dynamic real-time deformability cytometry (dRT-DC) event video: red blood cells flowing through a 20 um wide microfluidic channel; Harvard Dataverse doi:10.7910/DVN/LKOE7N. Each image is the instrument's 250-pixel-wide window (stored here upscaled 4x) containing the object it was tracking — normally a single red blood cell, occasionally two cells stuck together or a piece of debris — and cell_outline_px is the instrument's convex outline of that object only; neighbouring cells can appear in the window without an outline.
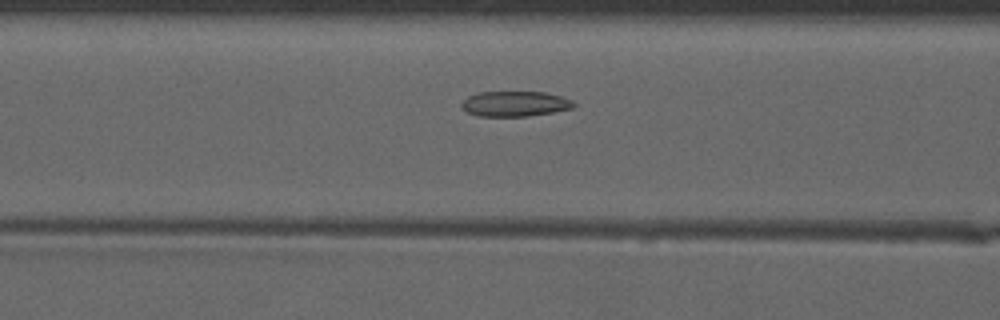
{"species": "common noctule bat (a hibernating species)", "species_latin": "Nyctalus noctula", "temperature_condition": "warm", "stored_images_in_passage": 48, "camera_frame_rate_fps": 3000, "um_per_image_px": 0.085, "animal": {"sex": "male", "forearm_length_mm": 52.5}, "frame": {"image": 1, "passage_image": 19, "time_ms": 6.0, "image_size_px": [1000, 320], "cell_outline_px": [[576, 104], [572, 108], [552, 112], [528, 116], [476, 116], [460, 108], [460, 104], [468, 96], [476, 92], [544, 92], [560, 96], [572, 100]], "centroid_in_image_um": [43.73, 8.82], "position_along_channel_um": 122.9, "area_um2": 16.53}}
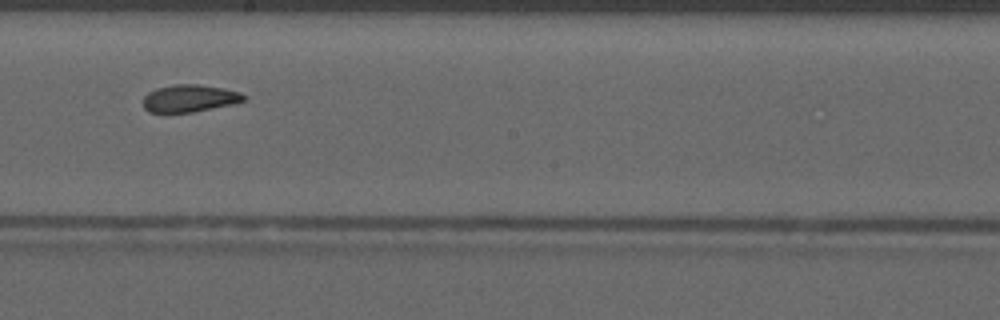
{"frame": {"image": 2, "passage_image": 27, "time_ms": 8.667, "image_size_px": [1000, 320], "cell_outline_px": [[248, 100], [232, 104], [192, 112], [148, 112], [144, 108], [144, 96], [148, 92], [156, 88], [172, 84], [196, 84], [224, 88], [240, 92], [248, 96]], "centroid_in_image_um": [16.14, 8.35], "position_along_channel_um": 232.1, "area_um2": 16.13}}
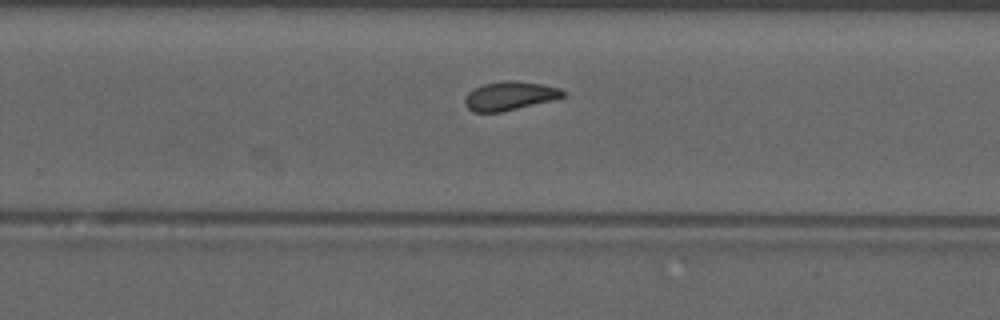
{"frame": {"image": 3, "passage_image": 31, "time_ms": 10.0, "image_size_px": [1000, 320], "cell_outline_px": [[564, 96], [552, 100], [500, 112], [472, 112], [464, 104], [464, 100], [468, 92], [472, 88], [484, 84], [504, 80], [516, 80], [540, 84], [560, 88], [564, 92]], "centroid_in_image_um": [43.27, 8.14], "position_along_channel_um": 286.5, "area_um2": 16.36}, "authors_computed_cell_mechanics": {"area_um2": 16.9643, "velocity_mm_per_s": 4.1102, "shape_relaxation_time_tau1_ms": null, "shape_relaxation_time_tau2_ms": 2.2248, "deformation_change_tau1": null, "deformation_change_tau2": 0.0864}}